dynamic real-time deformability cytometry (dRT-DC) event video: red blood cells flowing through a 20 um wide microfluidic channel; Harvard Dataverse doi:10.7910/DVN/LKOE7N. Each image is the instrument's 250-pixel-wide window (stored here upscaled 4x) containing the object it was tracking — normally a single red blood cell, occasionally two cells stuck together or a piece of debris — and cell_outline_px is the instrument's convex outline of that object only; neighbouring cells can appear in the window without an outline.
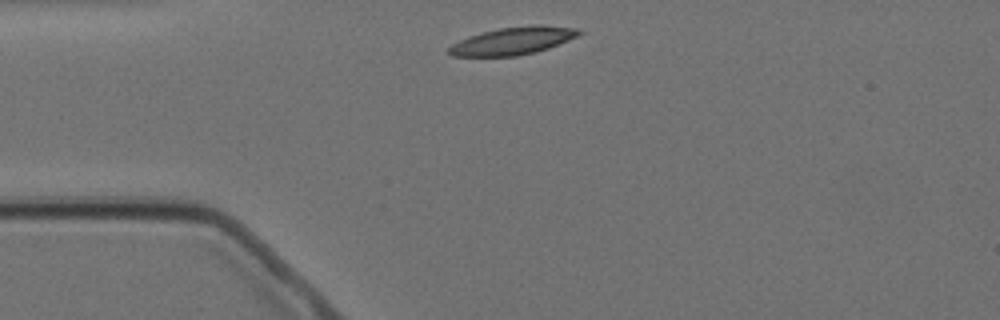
{"species": "Egyptian fruit bat (a non-hibernating species)", "species_latin": "Rousettus aegyptiacus", "temperature_condition": "cold", "stored_images_in_passage": 4, "camera_frame_rate_fps": 3000, "um_per_image_px": 0.085, "animal": {"sex": "female"}, "frame": {"image": 1, "passage_image": 1, "time_ms": 0.0, "image_size_px": [1000, 320], "cell_outline_px": [[580, 32], [576, 36], [568, 40], [548, 48], [536, 52], [516, 56], [452, 56], [448, 52], [448, 48], [452, 44], [460, 40], [484, 32], [500, 28], [536, 24], [540, 24], [580, 28]], "centroid_in_image_um": [43.62, 3.47], "position_along_channel_um": 41.4, "area_um2": 20.69}}
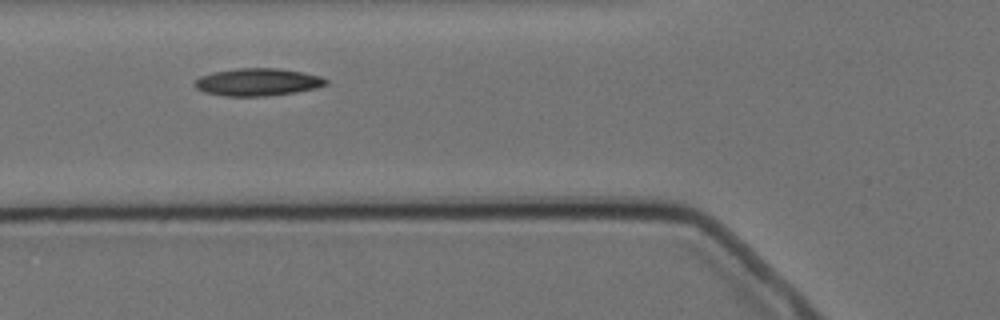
{"frame": {"image": 2, "passage_image": 3, "time_ms": 2.333, "image_size_px": [1000, 320], "cell_outline_px": [[328, 84], [316, 88], [292, 92], [264, 96], [228, 96], [204, 92], [196, 88], [192, 84], [200, 76], [212, 72], [236, 68], [276, 68], [304, 72], [320, 76], [328, 80]], "centroid_in_image_um": [21.88, 6.96], "position_along_channel_um": 103.9, "area_um2": 20.98}}
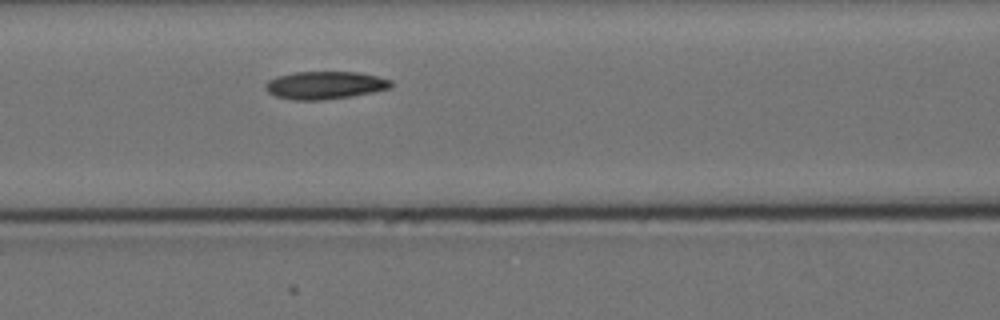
{"frame": {"image": 3, "passage_image": 4, "time_ms": 3.333, "image_size_px": [1000, 320], "cell_outline_px": [[392, 88], [372, 92], [324, 100], [296, 100], [276, 96], [268, 92], [264, 88], [264, 84], [268, 80], [276, 76], [292, 72], [356, 72], [376, 76], [392, 80]], "centroid_in_image_um": [27.59, 7.23], "position_along_channel_um": 139.0, "area_um2": 20.29}}